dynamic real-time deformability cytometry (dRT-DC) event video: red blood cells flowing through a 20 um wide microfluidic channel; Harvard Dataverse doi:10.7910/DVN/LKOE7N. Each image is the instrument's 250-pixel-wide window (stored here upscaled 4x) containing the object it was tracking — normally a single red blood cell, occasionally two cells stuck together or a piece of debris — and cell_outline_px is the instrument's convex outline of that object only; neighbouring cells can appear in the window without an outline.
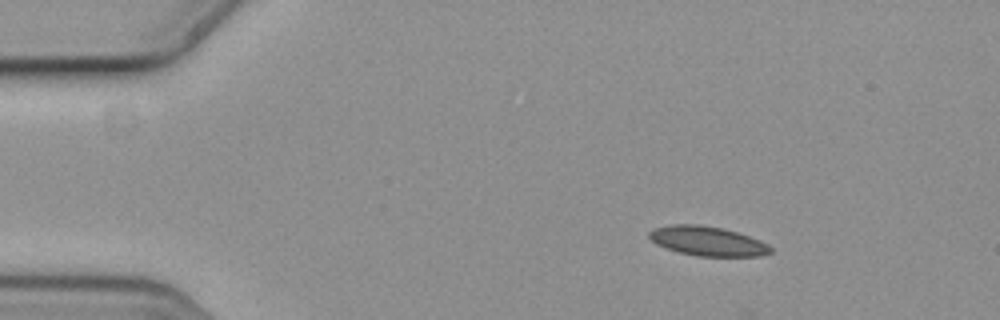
{"species": "common noctule bat (a hibernating species)", "species_latin": "Nyctalus noctula", "temperature_condition": "cold", "stored_images_in_passage": 10, "camera_frame_rate_fps": 3000, "um_per_image_px": 0.085, "animal": {"sex": "female", "body_mass_g": 19.3, "forearm_length_mm": 54.1}, "frame": {"image": 1, "passage_image": 2, "time_ms": 0.333, "image_size_px": [1000, 320], "cell_outline_px": [[772, 252], [760, 256], [696, 256], [680, 252], [656, 244], [648, 236], [648, 232], [652, 228], [668, 224], [700, 224], [724, 228], [760, 240], [768, 244], [772, 248]], "centroid_in_image_um": [60.12, 20.48], "position_along_channel_um": 24.9, "area_um2": 20.92}}
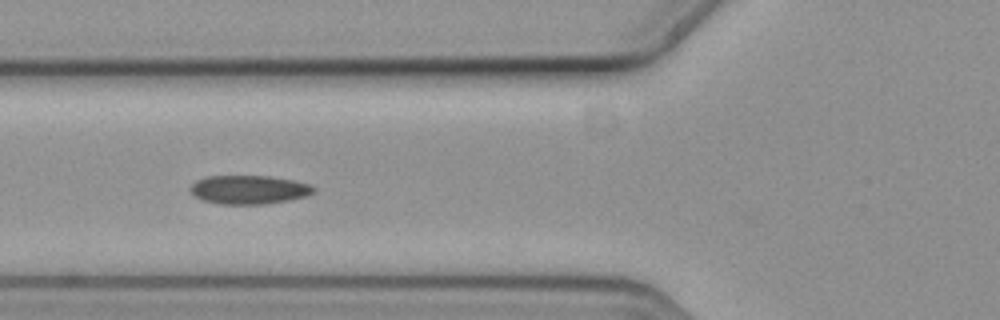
{"frame": {"image": 2, "passage_image": 5, "time_ms": 1.333, "image_size_px": [1000, 320], "cell_outline_px": [[316, 192], [308, 196], [288, 200], [264, 204], [220, 204], [204, 200], [196, 196], [188, 188], [196, 180], [204, 176], [268, 176], [296, 180], [312, 184], [316, 188]], "centroid_in_image_um": [21.22, 16.11], "position_along_channel_um": 104.6, "area_um2": 20.87}}